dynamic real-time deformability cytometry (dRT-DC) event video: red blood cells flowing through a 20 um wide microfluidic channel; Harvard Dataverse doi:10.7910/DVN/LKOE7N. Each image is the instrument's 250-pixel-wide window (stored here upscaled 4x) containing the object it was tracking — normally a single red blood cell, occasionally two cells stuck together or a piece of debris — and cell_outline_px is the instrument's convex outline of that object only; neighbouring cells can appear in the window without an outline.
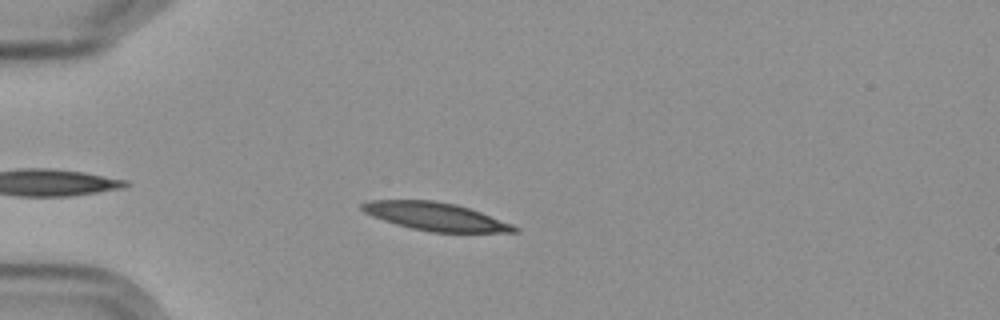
{"species": "Egyptian fruit bat (a non-hibernating species)", "species_latin": "Rousettus aegyptiacus", "temperature_condition": "cold", "stored_images_in_passage": 7, "camera_frame_rate_fps": 3000, "um_per_image_px": 0.085, "frame": {"image": 1, "passage_image": 3, "time_ms": 2.333, "image_size_px": [1000, 320], "cell_outline_px": [[520, 228], [516, 232], [432, 232], [412, 228], [396, 224], [372, 216], [364, 212], [360, 208], [360, 204], [368, 200], [432, 200], [456, 204], [480, 212], [512, 224]], "centroid_in_image_um": [36.99, 18.4], "position_along_channel_um": 48.0, "area_um2": 24.68}}
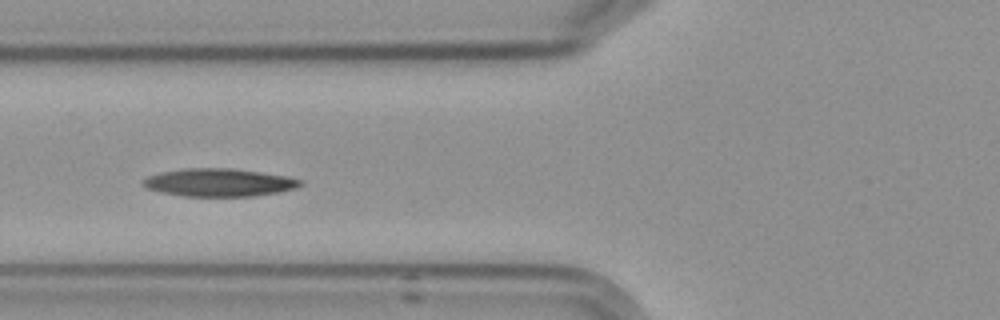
{"frame": {"image": 2, "passage_image": 5, "time_ms": 4.667, "image_size_px": [1000, 320], "cell_outline_px": [[304, 184], [296, 188], [280, 192], [256, 196], [184, 196], [160, 192], [148, 188], [140, 184], [148, 176], [160, 172], [184, 168], [232, 168], [260, 172], [284, 176], [304, 180]], "centroid_in_image_um": [18.64, 15.51], "position_along_channel_um": 107.2, "area_um2": 25.66}}
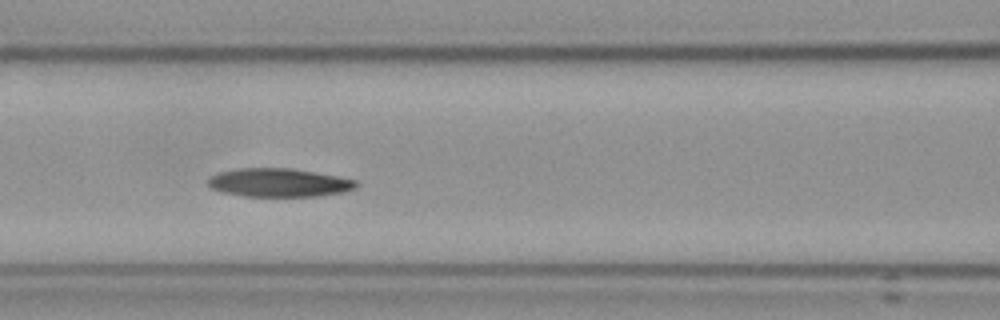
{"frame": {"image": 3, "passage_image": 6, "time_ms": 5.667, "image_size_px": [1000, 320], "cell_outline_px": [[360, 184], [356, 188], [344, 192], [320, 196], [244, 196], [224, 192], [212, 188], [208, 184], [208, 180], [212, 176], [220, 172], [240, 168], [292, 168], [340, 176], [356, 180]], "centroid_in_image_um": [23.79, 15.52], "position_along_channel_um": 142.8, "area_um2": 24.62}}